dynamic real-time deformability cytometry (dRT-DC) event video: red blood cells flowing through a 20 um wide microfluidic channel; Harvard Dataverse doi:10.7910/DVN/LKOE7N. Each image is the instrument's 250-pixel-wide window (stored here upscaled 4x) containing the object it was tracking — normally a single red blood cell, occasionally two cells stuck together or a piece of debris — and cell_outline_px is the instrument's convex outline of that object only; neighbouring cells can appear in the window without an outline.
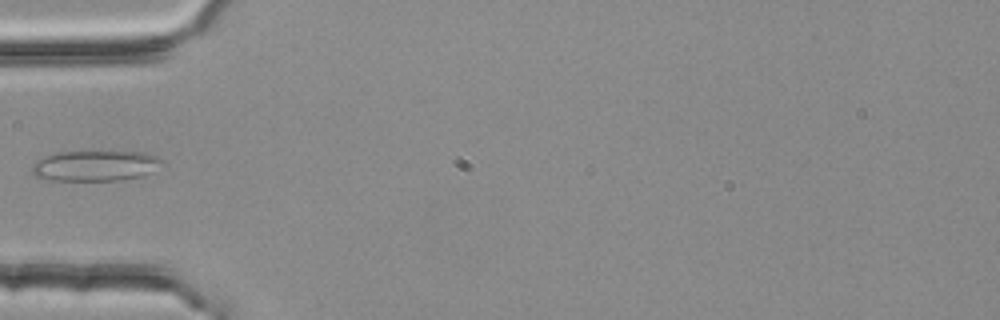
{"species": "common noctule bat (a hibernating species)", "species_latin": "Nyctalus noctula", "temperature_condition": "room temperature", "stored_images_in_passage": 3, "camera_frame_rate_fps": 3000, "um_per_image_px": 0.085, "animal": {"sex": "female", "body_mass_g": 25.1}, "frame": {"image": 1, "passage_image": 3, "time_ms": 0.667, "image_size_px": [1000, 320], "cell_outline_px": [[164, 160], [144, 176], [120, 180], [52, 180], [36, 176], [32, 172], [32, 164], [36, 160], [44, 156], [56, 152], [144, 152], [160, 156]], "centroid_in_image_um": [8.08, 14.08], "position_along_channel_um": 76.9, "area_um2": 23.0}}